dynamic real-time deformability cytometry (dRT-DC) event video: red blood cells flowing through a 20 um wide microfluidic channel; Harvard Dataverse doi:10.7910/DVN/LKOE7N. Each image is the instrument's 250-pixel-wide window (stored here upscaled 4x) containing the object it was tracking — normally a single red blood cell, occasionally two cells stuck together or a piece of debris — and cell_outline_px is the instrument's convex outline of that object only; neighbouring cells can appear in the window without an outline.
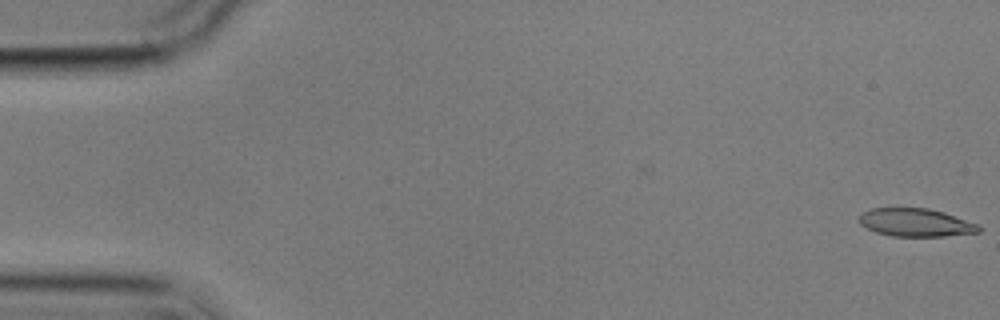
{"species": "common noctule bat (a hibernating species)", "species_latin": "Nyctalus noctula", "temperature_condition": "cold", "stored_images_in_passage": 5, "camera_frame_rate_fps": 3000, "um_per_image_px": 0.085, "animal": {"sex": "male", "body_mass_g": 17.9}, "frame": {"image": 1, "passage_image": 1, "time_ms": 0.0, "image_size_px": [1000, 320], "cell_outline_px": [[980, 232], [944, 236], [892, 236], [876, 232], [860, 224], [860, 216], [864, 212], [872, 208], [928, 208], [944, 212], [980, 224]], "centroid_in_image_um": [77.88, 18.91], "position_along_channel_um": 7.1, "area_um2": 19.48}}
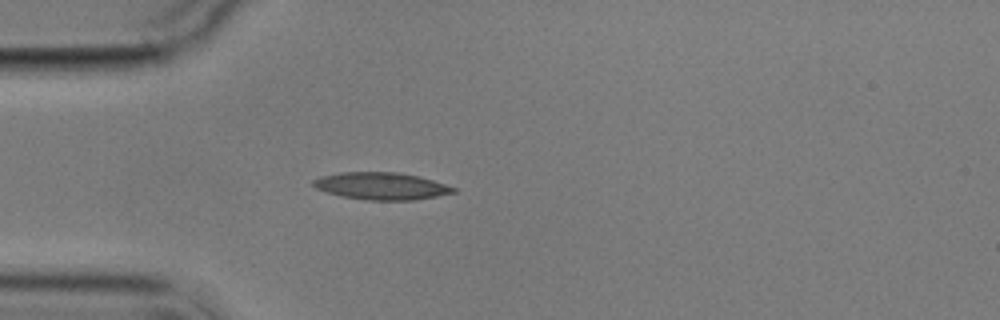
{"frame": {"image": 2, "passage_image": 5, "time_ms": 5.0, "image_size_px": [1000, 320], "cell_outline_px": [[456, 192], [436, 196], [412, 200], [368, 200], [340, 196], [316, 188], [312, 184], [312, 180], [320, 176], [340, 172], [400, 172], [432, 180], [456, 188]], "centroid_in_image_um": [32.37, 15.81], "position_along_channel_um": 52.6, "area_um2": 22.08}}